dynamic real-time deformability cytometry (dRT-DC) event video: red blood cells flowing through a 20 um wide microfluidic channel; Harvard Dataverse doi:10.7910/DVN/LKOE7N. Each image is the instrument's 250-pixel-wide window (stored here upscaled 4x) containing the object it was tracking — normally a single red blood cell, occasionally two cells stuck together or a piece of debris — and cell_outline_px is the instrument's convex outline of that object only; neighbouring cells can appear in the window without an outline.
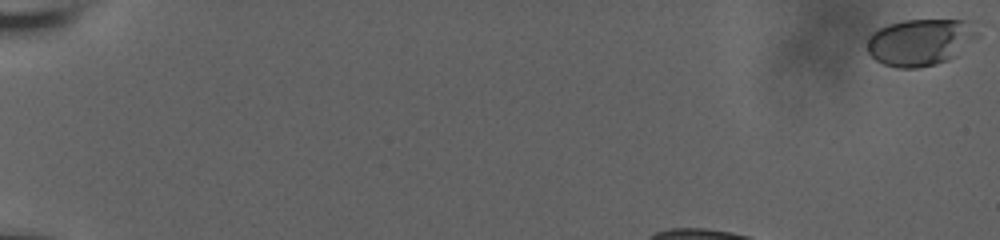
{"species": "human", "species_latin": "Homo sapiens", "temperature_condition": "room temperature", "stored_images_in_passage": 43, "camera_frame_rate_fps": 3000, "um_per_image_px": 0.085, "donor": {"sex": "male"}, "frame": {"image": 1, "passage_image": 1, "time_ms": 0.0, "image_size_px": [1000, 240], "cell_outline_px": [[980, 36], [956, 56], [948, 60], [936, 64], [920, 68], [896, 68], [884, 64], [876, 60], [868, 52], [868, 36], [872, 32], [888, 24], [904, 20], [964, 20]], "centroid_in_image_um": [78.2, 3.6], "position_along_channel_um": 6.8, "area_um2": 30.0}}
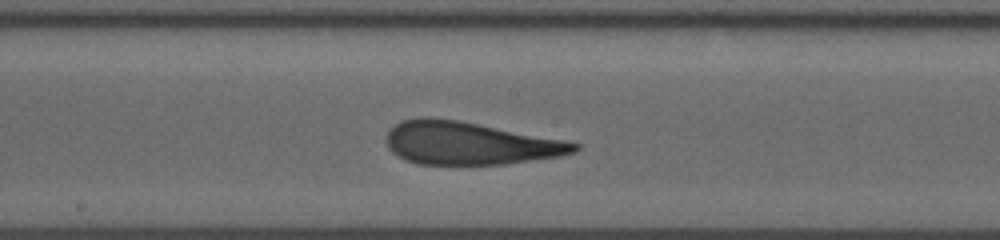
{"frame": {"image": 2, "passage_image": 27, "time_ms": 8.667, "image_size_px": [1000, 240], "cell_outline_px": [[580, 148], [576, 152], [560, 156], [504, 164], [416, 164], [392, 152], [388, 148], [384, 140], [388, 132], [400, 120], [420, 116], [428, 116], [460, 120], [564, 140], [580, 144]], "centroid_in_image_um": [39.88, 12.16], "position_along_channel_um": 208.3, "area_um2": 47.05}}
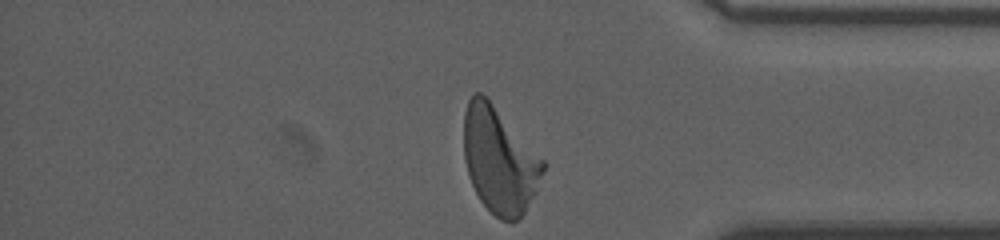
{"frame": {"image": 3, "passage_image": 43, "time_ms": 14.0, "image_size_px": [1000, 240], "cell_outline_px": [[544, 172], [536, 192], [524, 212], [512, 224], [500, 220], [480, 200], [468, 176], [464, 160], [464, 112], [468, 100], [472, 92], [480, 92], [492, 104], [544, 160]], "centroid_in_image_um": [42.43, 13.65], "position_along_channel_um": 392.8, "area_um2": 48.44}, "authors_computed_cell_mechanics": {"area_um2": 47.2226, "velocity_mm_per_s": 3.7027, "shape_relaxation_time_tau1_ms": 7.6926, "shape_relaxation_time_tau2_ms": 1.4521, "deformation_change_tau1": 0.2746, "deformation_change_tau2": 0.1112}}